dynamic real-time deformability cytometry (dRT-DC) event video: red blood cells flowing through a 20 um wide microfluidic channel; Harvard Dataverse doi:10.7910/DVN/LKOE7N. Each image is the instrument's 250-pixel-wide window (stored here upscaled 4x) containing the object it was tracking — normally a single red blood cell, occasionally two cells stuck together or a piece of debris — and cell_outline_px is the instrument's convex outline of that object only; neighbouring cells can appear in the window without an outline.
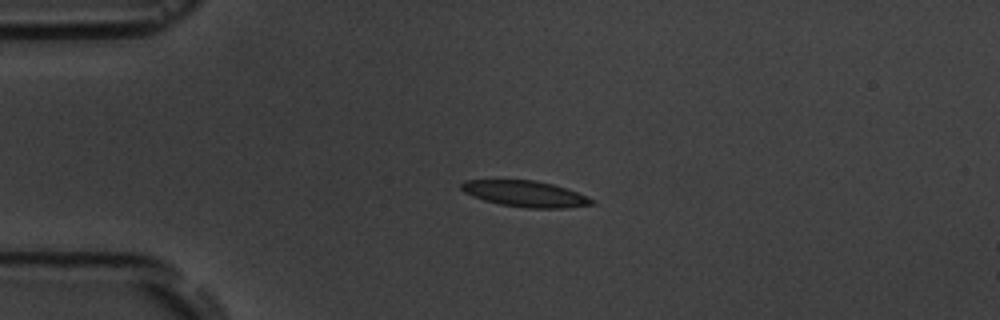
{"species": "common noctule bat (a hibernating species)", "species_latin": "Nyctalus noctula", "temperature_condition": "room temperature", "stored_images_in_passage": 5, "camera_frame_rate_fps": 3000, "um_per_image_px": 0.085, "animal": {"sex": "male", "body_mass_g": 19.5, "forearm_length_mm": 54.6}, "frame": {"image": 1, "passage_image": 3, "time_ms": 2.0, "image_size_px": [1000, 320], "cell_outline_px": [[596, 204], [564, 208], [528, 208], [500, 204], [484, 200], [472, 196], [464, 192], [460, 188], [460, 184], [464, 180], [536, 180], [552, 184], [588, 196], [596, 200]], "centroid_in_image_um": [44.66, 16.47], "position_along_channel_um": 40.3, "area_um2": 19.83}}
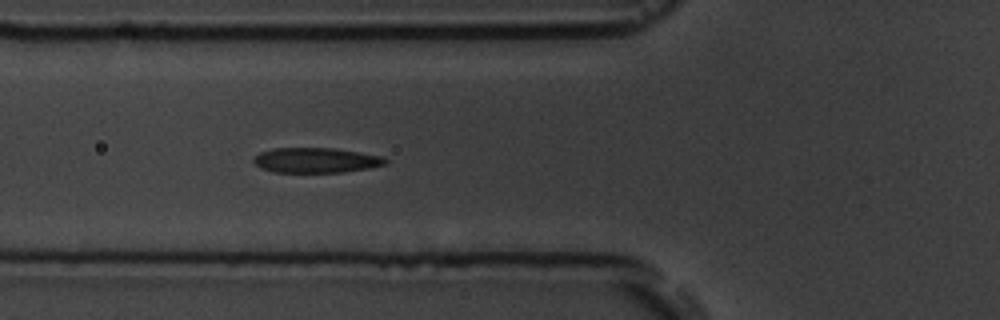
{"frame": {"image": 2, "passage_image": 5, "time_ms": 4.333, "image_size_px": [1000, 320], "cell_outline_px": [[388, 164], [368, 168], [344, 172], [272, 172], [260, 168], [252, 160], [260, 152], [272, 148], [332, 148], [384, 156], [388, 160]], "centroid_in_image_um": [26.87, 13.62], "position_along_channel_um": 98.9, "area_um2": 19.31}}